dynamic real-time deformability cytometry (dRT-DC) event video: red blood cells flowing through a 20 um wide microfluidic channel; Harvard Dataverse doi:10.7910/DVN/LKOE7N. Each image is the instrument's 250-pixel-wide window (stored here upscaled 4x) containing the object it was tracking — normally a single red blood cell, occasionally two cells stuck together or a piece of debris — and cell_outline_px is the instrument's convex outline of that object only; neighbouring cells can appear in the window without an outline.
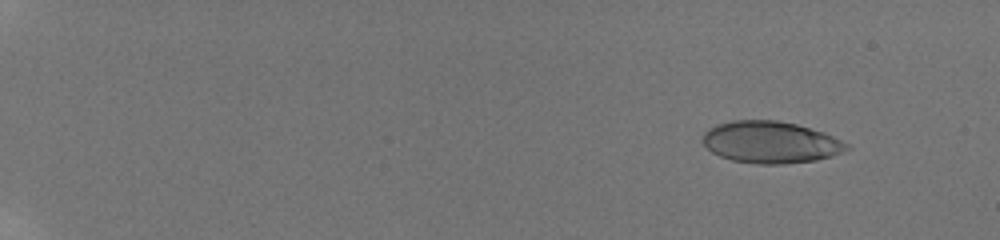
{"species": "human", "species_latin": "Homo sapiens", "temperature_condition": "room temperature", "stored_images_in_passage": 58, "camera_frame_rate_fps": 3000, "um_per_image_px": 0.085, "donor": {"sex": "male"}, "frame": {"image": 1, "passage_image": 7, "time_ms": 2.0, "image_size_px": [1000, 240], "cell_outline_px": [[852, 148], [832, 156], [816, 160], [784, 164], [756, 164], [732, 160], [720, 156], [712, 152], [704, 144], [704, 132], [708, 128], [716, 124], [732, 120], [776, 120], [796, 124], [824, 132], [848, 144]], "centroid_in_image_um": [65.51, 12.09], "position_along_channel_um": 19.5, "area_um2": 35.14}}
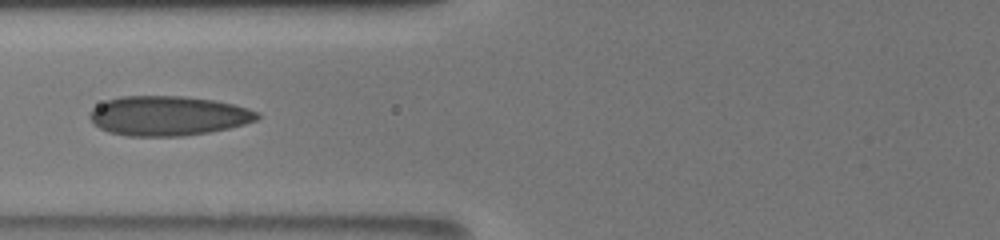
{"frame": {"image": 2, "passage_image": 28, "time_ms": 9.0, "image_size_px": [1000, 240], "cell_outline_px": [[260, 116], [256, 120], [244, 124], [228, 128], [208, 132], [184, 136], [128, 136], [108, 132], [100, 128], [88, 116], [92, 108], [108, 100], [120, 96], [184, 96], [216, 100], [248, 108], [260, 112]], "centroid_in_image_um": [14.3, 9.84], "position_along_channel_um": 111.5, "area_um2": 38.67}}
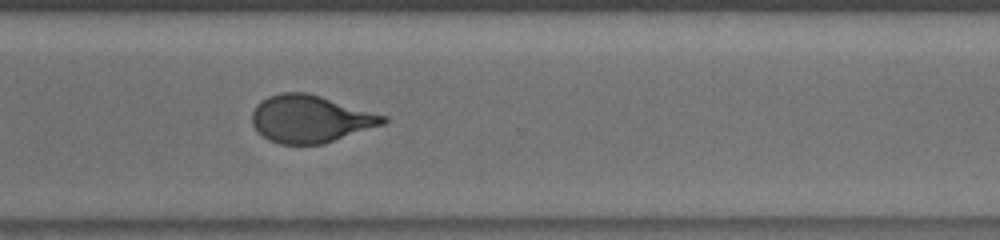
{"frame": {"image": 3, "passage_image": 46, "time_ms": 15.0, "image_size_px": [1000, 240], "cell_outline_px": [[388, 120], [384, 124], [324, 144], [280, 144], [268, 140], [252, 124], [252, 112], [256, 104], [260, 100], [268, 96], [280, 92], [308, 92], [388, 116]], "centroid_in_image_um": [26.38, 10.09], "position_along_channel_um": 344.2, "area_um2": 36.36}, "authors_computed_cell_mechanics": {"area_um2": 36.0961, "velocity_mm_per_s": 3.8885, "shape_relaxation_time_tau1_ms": 5.5462, "shape_relaxation_time_tau2_ms": null, "deformation_change_tau1": 0.1837, "deformation_change_tau2": null}}